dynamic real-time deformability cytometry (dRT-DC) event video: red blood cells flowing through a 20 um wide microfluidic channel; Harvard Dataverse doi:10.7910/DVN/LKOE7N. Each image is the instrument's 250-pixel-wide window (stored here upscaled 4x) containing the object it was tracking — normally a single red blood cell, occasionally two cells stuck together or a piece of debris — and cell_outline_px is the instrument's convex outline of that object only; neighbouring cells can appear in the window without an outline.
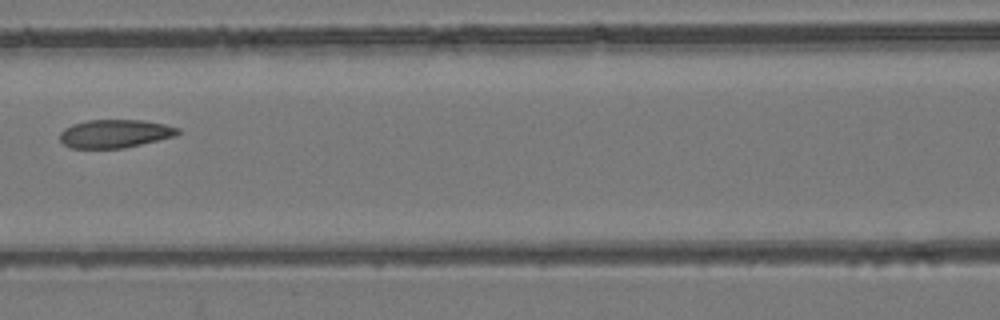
{"species": "common noctule bat (a hibernating species)", "species_latin": "Nyctalus noctula", "temperature_condition": "room temperature", "stored_images_in_passage": 6, "camera_frame_rate_fps": 3000, "um_per_image_px": 0.085, "animal": {"sex": "female", "body_mass_g": 24.6, "forearm_length_mm": 56.2}, "frame": {"image": 1, "passage_image": 5, "time_ms": 4.667, "image_size_px": [1000, 320], "cell_outline_px": [[180, 132], [176, 136], [124, 148], [68, 148], [60, 140], [60, 132], [64, 128], [72, 124], [88, 120], [144, 120], [164, 124], [180, 128]], "centroid_in_image_um": [9.76, 11.36], "position_along_channel_um": 156.8, "area_um2": 19.54}}
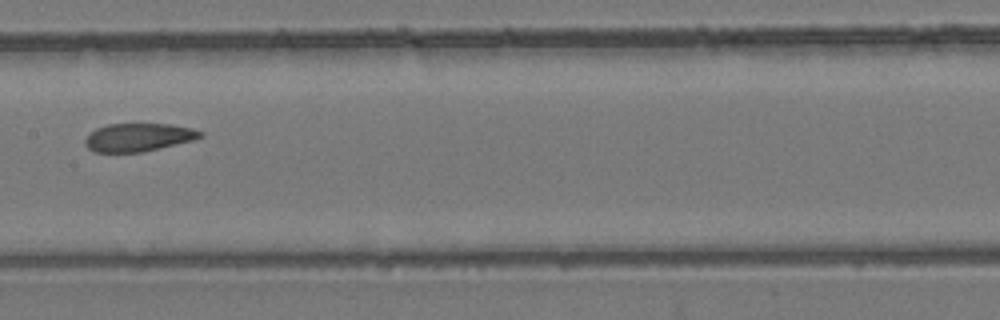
{"frame": {"image": 2, "passage_image": 6, "time_ms": 5.667, "image_size_px": [1000, 320], "cell_outline_px": [[204, 136], [192, 140], [140, 152], [96, 152], [88, 148], [84, 144], [84, 140], [96, 128], [108, 124], [168, 124], [192, 128], [204, 132]], "centroid_in_image_um": [11.76, 11.66], "position_along_channel_um": 195.6, "area_um2": 18.61}}